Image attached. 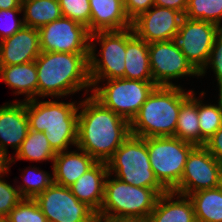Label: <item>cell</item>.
I'll use <instances>...</instances> for the list:
<instances>
[{
  "label": "cell",
  "instance_id": "6da1fadb",
  "mask_svg": "<svg viewBox=\"0 0 222 222\" xmlns=\"http://www.w3.org/2000/svg\"><path fill=\"white\" fill-rule=\"evenodd\" d=\"M78 112V149L96 161L107 162L130 135V123L103 106L92 95L80 102Z\"/></svg>",
  "mask_w": 222,
  "mask_h": 222
},
{
  "label": "cell",
  "instance_id": "7a4b0ae2",
  "mask_svg": "<svg viewBox=\"0 0 222 222\" xmlns=\"http://www.w3.org/2000/svg\"><path fill=\"white\" fill-rule=\"evenodd\" d=\"M89 54L41 51L35 60L37 96L58 98L92 88Z\"/></svg>",
  "mask_w": 222,
  "mask_h": 222
},
{
  "label": "cell",
  "instance_id": "3957f363",
  "mask_svg": "<svg viewBox=\"0 0 222 222\" xmlns=\"http://www.w3.org/2000/svg\"><path fill=\"white\" fill-rule=\"evenodd\" d=\"M179 86H156L130 122V134L147 137L174 136L181 103L191 94Z\"/></svg>",
  "mask_w": 222,
  "mask_h": 222
},
{
  "label": "cell",
  "instance_id": "277c9868",
  "mask_svg": "<svg viewBox=\"0 0 222 222\" xmlns=\"http://www.w3.org/2000/svg\"><path fill=\"white\" fill-rule=\"evenodd\" d=\"M78 106L75 102L26 101L29 129L44 132L52 149L58 153L77 144Z\"/></svg>",
  "mask_w": 222,
  "mask_h": 222
},
{
  "label": "cell",
  "instance_id": "5b68a950",
  "mask_svg": "<svg viewBox=\"0 0 222 222\" xmlns=\"http://www.w3.org/2000/svg\"><path fill=\"white\" fill-rule=\"evenodd\" d=\"M106 163L109 174L113 171L127 184L155 189L160 195L167 192L152 170L146 138L130 134Z\"/></svg>",
  "mask_w": 222,
  "mask_h": 222
},
{
  "label": "cell",
  "instance_id": "8992f818",
  "mask_svg": "<svg viewBox=\"0 0 222 222\" xmlns=\"http://www.w3.org/2000/svg\"><path fill=\"white\" fill-rule=\"evenodd\" d=\"M110 176L105 180L104 200L97 215L148 219L160 194L155 189L130 185Z\"/></svg>",
  "mask_w": 222,
  "mask_h": 222
},
{
  "label": "cell",
  "instance_id": "52a82bcc",
  "mask_svg": "<svg viewBox=\"0 0 222 222\" xmlns=\"http://www.w3.org/2000/svg\"><path fill=\"white\" fill-rule=\"evenodd\" d=\"M147 151L158 182L173 191L180 183L190 151L195 145L174 136L147 137Z\"/></svg>",
  "mask_w": 222,
  "mask_h": 222
},
{
  "label": "cell",
  "instance_id": "ba28073f",
  "mask_svg": "<svg viewBox=\"0 0 222 222\" xmlns=\"http://www.w3.org/2000/svg\"><path fill=\"white\" fill-rule=\"evenodd\" d=\"M99 40L101 50L97 58L95 41ZM89 76L92 87L103 80L124 78L126 55V29L97 31L90 35Z\"/></svg>",
  "mask_w": 222,
  "mask_h": 222
},
{
  "label": "cell",
  "instance_id": "9c48e42d",
  "mask_svg": "<svg viewBox=\"0 0 222 222\" xmlns=\"http://www.w3.org/2000/svg\"><path fill=\"white\" fill-rule=\"evenodd\" d=\"M156 86L153 81L111 79L103 87L94 86L91 95L130 123Z\"/></svg>",
  "mask_w": 222,
  "mask_h": 222
},
{
  "label": "cell",
  "instance_id": "30bf717a",
  "mask_svg": "<svg viewBox=\"0 0 222 222\" xmlns=\"http://www.w3.org/2000/svg\"><path fill=\"white\" fill-rule=\"evenodd\" d=\"M219 29L220 27L215 23L189 19L184 16L180 29L171 41L200 73L207 66Z\"/></svg>",
  "mask_w": 222,
  "mask_h": 222
},
{
  "label": "cell",
  "instance_id": "8fae6325",
  "mask_svg": "<svg viewBox=\"0 0 222 222\" xmlns=\"http://www.w3.org/2000/svg\"><path fill=\"white\" fill-rule=\"evenodd\" d=\"M48 222H95L97 213L80 202L70 188L52 183L35 198Z\"/></svg>",
  "mask_w": 222,
  "mask_h": 222
},
{
  "label": "cell",
  "instance_id": "7c38bea8",
  "mask_svg": "<svg viewBox=\"0 0 222 222\" xmlns=\"http://www.w3.org/2000/svg\"><path fill=\"white\" fill-rule=\"evenodd\" d=\"M222 185V163L204 146H195L189 153L180 183L173 190L189 196L200 190Z\"/></svg>",
  "mask_w": 222,
  "mask_h": 222
},
{
  "label": "cell",
  "instance_id": "4fadbf2b",
  "mask_svg": "<svg viewBox=\"0 0 222 222\" xmlns=\"http://www.w3.org/2000/svg\"><path fill=\"white\" fill-rule=\"evenodd\" d=\"M38 30L41 51L90 53L91 33L75 20L62 16Z\"/></svg>",
  "mask_w": 222,
  "mask_h": 222
},
{
  "label": "cell",
  "instance_id": "5bb4252c",
  "mask_svg": "<svg viewBox=\"0 0 222 222\" xmlns=\"http://www.w3.org/2000/svg\"><path fill=\"white\" fill-rule=\"evenodd\" d=\"M149 63L153 82L157 86H175L170 79L200 76L171 40L149 43Z\"/></svg>",
  "mask_w": 222,
  "mask_h": 222
},
{
  "label": "cell",
  "instance_id": "9a60e30c",
  "mask_svg": "<svg viewBox=\"0 0 222 222\" xmlns=\"http://www.w3.org/2000/svg\"><path fill=\"white\" fill-rule=\"evenodd\" d=\"M184 15L174 9L152 6L132 20L134 34L148 44L170 41L180 29Z\"/></svg>",
  "mask_w": 222,
  "mask_h": 222
},
{
  "label": "cell",
  "instance_id": "2e32d148",
  "mask_svg": "<svg viewBox=\"0 0 222 222\" xmlns=\"http://www.w3.org/2000/svg\"><path fill=\"white\" fill-rule=\"evenodd\" d=\"M40 52L39 30L24 25L12 36L0 41V66L35 61Z\"/></svg>",
  "mask_w": 222,
  "mask_h": 222
},
{
  "label": "cell",
  "instance_id": "e0dca14e",
  "mask_svg": "<svg viewBox=\"0 0 222 222\" xmlns=\"http://www.w3.org/2000/svg\"><path fill=\"white\" fill-rule=\"evenodd\" d=\"M18 101L0 107V147L6 153L7 145L16 153L29 131L26 101Z\"/></svg>",
  "mask_w": 222,
  "mask_h": 222
},
{
  "label": "cell",
  "instance_id": "ac0fdd59",
  "mask_svg": "<svg viewBox=\"0 0 222 222\" xmlns=\"http://www.w3.org/2000/svg\"><path fill=\"white\" fill-rule=\"evenodd\" d=\"M108 174L107 163L97 161L69 188L80 202L98 213L104 200L105 180Z\"/></svg>",
  "mask_w": 222,
  "mask_h": 222
},
{
  "label": "cell",
  "instance_id": "d6986e66",
  "mask_svg": "<svg viewBox=\"0 0 222 222\" xmlns=\"http://www.w3.org/2000/svg\"><path fill=\"white\" fill-rule=\"evenodd\" d=\"M90 33L130 28L132 21L126 14L122 0H89Z\"/></svg>",
  "mask_w": 222,
  "mask_h": 222
},
{
  "label": "cell",
  "instance_id": "ffe728a7",
  "mask_svg": "<svg viewBox=\"0 0 222 222\" xmlns=\"http://www.w3.org/2000/svg\"><path fill=\"white\" fill-rule=\"evenodd\" d=\"M58 152L53 161V183L70 187L97 161L82 149Z\"/></svg>",
  "mask_w": 222,
  "mask_h": 222
},
{
  "label": "cell",
  "instance_id": "44dd1931",
  "mask_svg": "<svg viewBox=\"0 0 222 222\" xmlns=\"http://www.w3.org/2000/svg\"><path fill=\"white\" fill-rule=\"evenodd\" d=\"M177 195L173 201L174 197ZM180 199V200H179ZM149 222H196L194 207L188 196L167 191L161 194L148 217Z\"/></svg>",
  "mask_w": 222,
  "mask_h": 222
},
{
  "label": "cell",
  "instance_id": "7402d4cb",
  "mask_svg": "<svg viewBox=\"0 0 222 222\" xmlns=\"http://www.w3.org/2000/svg\"><path fill=\"white\" fill-rule=\"evenodd\" d=\"M125 79L153 81L149 63V44L126 29Z\"/></svg>",
  "mask_w": 222,
  "mask_h": 222
},
{
  "label": "cell",
  "instance_id": "603a6c76",
  "mask_svg": "<svg viewBox=\"0 0 222 222\" xmlns=\"http://www.w3.org/2000/svg\"><path fill=\"white\" fill-rule=\"evenodd\" d=\"M0 80L10 88L16 89L15 94H25L24 101L37 97V68L35 61L23 64L0 66Z\"/></svg>",
  "mask_w": 222,
  "mask_h": 222
},
{
  "label": "cell",
  "instance_id": "cb8c5ba5",
  "mask_svg": "<svg viewBox=\"0 0 222 222\" xmlns=\"http://www.w3.org/2000/svg\"><path fill=\"white\" fill-rule=\"evenodd\" d=\"M194 92L181 103L174 137L195 146H204L198 120V99Z\"/></svg>",
  "mask_w": 222,
  "mask_h": 222
},
{
  "label": "cell",
  "instance_id": "d4e9b609",
  "mask_svg": "<svg viewBox=\"0 0 222 222\" xmlns=\"http://www.w3.org/2000/svg\"><path fill=\"white\" fill-rule=\"evenodd\" d=\"M188 197L194 207L196 222H222V185L197 191Z\"/></svg>",
  "mask_w": 222,
  "mask_h": 222
},
{
  "label": "cell",
  "instance_id": "484cf974",
  "mask_svg": "<svg viewBox=\"0 0 222 222\" xmlns=\"http://www.w3.org/2000/svg\"><path fill=\"white\" fill-rule=\"evenodd\" d=\"M25 26L39 29L62 17L59 0H22Z\"/></svg>",
  "mask_w": 222,
  "mask_h": 222
},
{
  "label": "cell",
  "instance_id": "4316f807",
  "mask_svg": "<svg viewBox=\"0 0 222 222\" xmlns=\"http://www.w3.org/2000/svg\"><path fill=\"white\" fill-rule=\"evenodd\" d=\"M56 154L57 153L50 146L44 132H36L29 129L27 137L16 151V158L13 159V157H11V162L15 163V159H24L38 162L51 160L53 163Z\"/></svg>",
  "mask_w": 222,
  "mask_h": 222
},
{
  "label": "cell",
  "instance_id": "83f0119b",
  "mask_svg": "<svg viewBox=\"0 0 222 222\" xmlns=\"http://www.w3.org/2000/svg\"><path fill=\"white\" fill-rule=\"evenodd\" d=\"M198 120L200 135L207 141L222 126V93H219L218 105H205L198 99Z\"/></svg>",
  "mask_w": 222,
  "mask_h": 222
},
{
  "label": "cell",
  "instance_id": "f1b7e54d",
  "mask_svg": "<svg viewBox=\"0 0 222 222\" xmlns=\"http://www.w3.org/2000/svg\"><path fill=\"white\" fill-rule=\"evenodd\" d=\"M185 17L208 21L220 28L222 21V0H188Z\"/></svg>",
  "mask_w": 222,
  "mask_h": 222
},
{
  "label": "cell",
  "instance_id": "f546056e",
  "mask_svg": "<svg viewBox=\"0 0 222 222\" xmlns=\"http://www.w3.org/2000/svg\"><path fill=\"white\" fill-rule=\"evenodd\" d=\"M33 169L24 171L27 172L23 177L24 185L16 186L23 198H35L53 183V176L49 173L35 167Z\"/></svg>",
  "mask_w": 222,
  "mask_h": 222
},
{
  "label": "cell",
  "instance_id": "4dcf8cb0",
  "mask_svg": "<svg viewBox=\"0 0 222 222\" xmlns=\"http://www.w3.org/2000/svg\"><path fill=\"white\" fill-rule=\"evenodd\" d=\"M6 219L7 222H48L34 198H23Z\"/></svg>",
  "mask_w": 222,
  "mask_h": 222
},
{
  "label": "cell",
  "instance_id": "1f68e13d",
  "mask_svg": "<svg viewBox=\"0 0 222 222\" xmlns=\"http://www.w3.org/2000/svg\"><path fill=\"white\" fill-rule=\"evenodd\" d=\"M63 17L85 25L90 32L91 10L89 0H59Z\"/></svg>",
  "mask_w": 222,
  "mask_h": 222
},
{
  "label": "cell",
  "instance_id": "d6a6232c",
  "mask_svg": "<svg viewBox=\"0 0 222 222\" xmlns=\"http://www.w3.org/2000/svg\"><path fill=\"white\" fill-rule=\"evenodd\" d=\"M0 175V218H7L10 211L23 199L18 188L5 182Z\"/></svg>",
  "mask_w": 222,
  "mask_h": 222
},
{
  "label": "cell",
  "instance_id": "836d02e7",
  "mask_svg": "<svg viewBox=\"0 0 222 222\" xmlns=\"http://www.w3.org/2000/svg\"><path fill=\"white\" fill-rule=\"evenodd\" d=\"M208 65L214 70L219 93H222V27L216 33L207 66L200 72V76H204Z\"/></svg>",
  "mask_w": 222,
  "mask_h": 222
},
{
  "label": "cell",
  "instance_id": "e575fe53",
  "mask_svg": "<svg viewBox=\"0 0 222 222\" xmlns=\"http://www.w3.org/2000/svg\"><path fill=\"white\" fill-rule=\"evenodd\" d=\"M21 12L22 8H15L9 10L0 9V23L5 21L4 24H0L1 40L12 36L24 26V21L16 19V14H19ZM2 17L6 20L2 19Z\"/></svg>",
  "mask_w": 222,
  "mask_h": 222
},
{
  "label": "cell",
  "instance_id": "d590c367",
  "mask_svg": "<svg viewBox=\"0 0 222 222\" xmlns=\"http://www.w3.org/2000/svg\"><path fill=\"white\" fill-rule=\"evenodd\" d=\"M123 2L126 14L131 21L155 5L154 0H124Z\"/></svg>",
  "mask_w": 222,
  "mask_h": 222
},
{
  "label": "cell",
  "instance_id": "8d00e7d4",
  "mask_svg": "<svg viewBox=\"0 0 222 222\" xmlns=\"http://www.w3.org/2000/svg\"><path fill=\"white\" fill-rule=\"evenodd\" d=\"M204 147L222 163V126L205 142Z\"/></svg>",
  "mask_w": 222,
  "mask_h": 222
},
{
  "label": "cell",
  "instance_id": "74e56055",
  "mask_svg": "<svg viewBox=\"0 0 222 222\" xmlns=\"http://www.w3.org/2000/svg\"><path fill=\"white\" fill-rule=\"evenodd\" d=\"M154 4L159 7L177 10L184 15L188 0H154Z\"/></svg>",
  "mask_w": 222,
  "mask_h": 222
},
{
  "label": "cell",
  "instance_id": "f35d334b",
  "mask_svg": "<svg viewBox=\"0 0 222 222\" xmlns=\"http://www.w3.org/2000/svg\"><path fill=\"white\" fill-rule=\"evenodd\" d=\"M95 222H149L148 219L142 218H118V217H104L96 216Z\"/></svg>",
  "mask_w": 222,
  "mask_h": 222
},
{
  "label": "cell",
  "instance_id": "ab89813d",
  "mask_svg": "<svg viewBox=\"0 0 222 222\" xmlns=\"http://www.w3.org/2000/svg\"><path fill=\"white\" fill-rule=\"evenodd\" d=\"M11 157L0 147V175L8 173L9 167L11 165Z\"/></svg>",
  "mask_w": 222,
  "mask_h": 222
},
{
  "label": "cell",
  "instance_id": "60d3db41",
  "mask_svg": "<svg viewBox=\"0 0 222 222\" xmlns=\"http://www.w3.org/2000/svg\"><path fill=\"white\" fill-rule=\"evenodd\" d=\"M22 0H0V9H15V8H22L21 7Z\"/></svg>",
  "mask_w": 222,
  "mask_h": 222
},
{
  "label": "cell",
  "instance_id": "b9f144b4",
  "mask_svg": "<svg viewBox=\"0 0 222 222\" xmlns=\"http://www.w3.org/2000/svg\"><path fill=\"white\" fill-rule=\"evenodd\" d=\"M0 222H7L6 218H0Z\"/></svg>",
  "mask_w": 222,
  "mask_h": 222
}]
</instances>
